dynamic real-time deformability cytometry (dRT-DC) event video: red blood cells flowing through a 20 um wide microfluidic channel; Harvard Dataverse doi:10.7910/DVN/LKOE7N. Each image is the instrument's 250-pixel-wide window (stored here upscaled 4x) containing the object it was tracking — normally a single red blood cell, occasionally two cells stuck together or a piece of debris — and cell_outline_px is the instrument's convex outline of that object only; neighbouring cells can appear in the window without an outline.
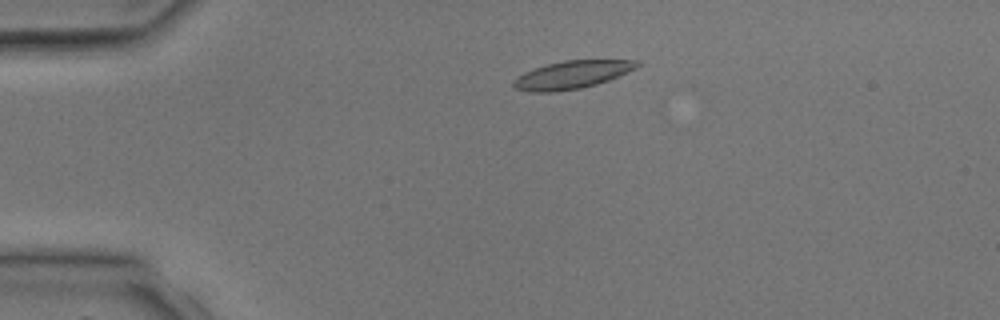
{"species": "common noctule bat (a hibernating species)", "species_latin": "Nyctalus noctula", "temperature_condition": "room temperature", "stored_images_in_passage": 4, "camera_frame_rate_fps": 3000, "um_per_image_px": 0.085, "animal": {"sex": "male", "body_mass_g": 17.9, "forearm_length_mm": 54.2}, "frame": {"image": 1, "passage_image": 2, "time_ms": 2.0, "image_size_px": [1000, 320], "cell_outline_px": [[640, 64], [636, 68], [620, 76], [596, 84], [580, 88], [552, 92], [528, 92], [516, 88], [512, 84], [512, 80], [516, 76], [524, 72], [548, 64], [564, 60], [640, 60]], "centroid_in_image_um": [48.61, 6.35], "position_along_channel_um": 36.4, "area_um2": 20.06}}